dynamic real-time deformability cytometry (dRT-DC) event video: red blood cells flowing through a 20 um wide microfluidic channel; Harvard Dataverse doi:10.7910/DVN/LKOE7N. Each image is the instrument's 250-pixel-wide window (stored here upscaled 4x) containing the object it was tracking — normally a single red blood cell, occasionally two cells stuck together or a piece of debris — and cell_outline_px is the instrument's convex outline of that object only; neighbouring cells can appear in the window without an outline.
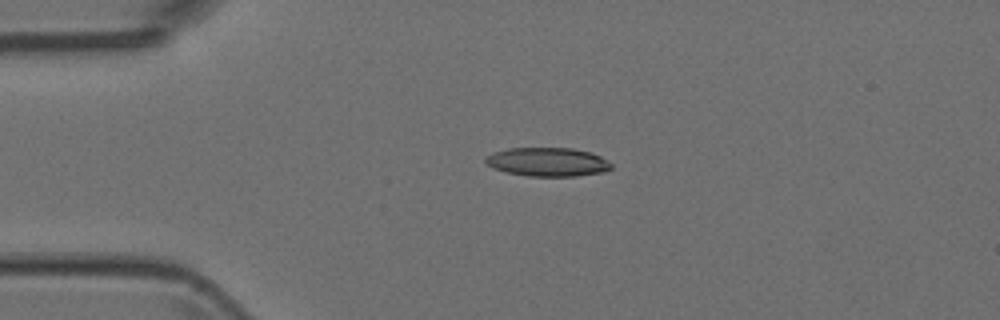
{"species": "Egyptian fruit bat (a non-hibernating species)", "species_latin": "Rousettus aegyptiacus", "temperature_condition": "room temperature", "stored_images_in_passage": 6, "camera_frame_rate_fps": 3000, "um_per_image_px": 0.085, "animal": {"sex": "female"}, "frame": {"image": 1, "passage_image": 4, "time_ms": 1.0, "image_size_px": [1000, 320], "cell_outline_px": [[612, 168], [604, 172], [576, 176], [528, 176], [508, 172], [492, 168], [484, 160], [488, 156], [496, 152], [508, 148], [572, 148], [592, 152], [600, 156], [612, 164]], "centroid_in_image_um": [46.59, 13.76], "position_along_channel_um": 38.4, "area_um2": 20.98}}
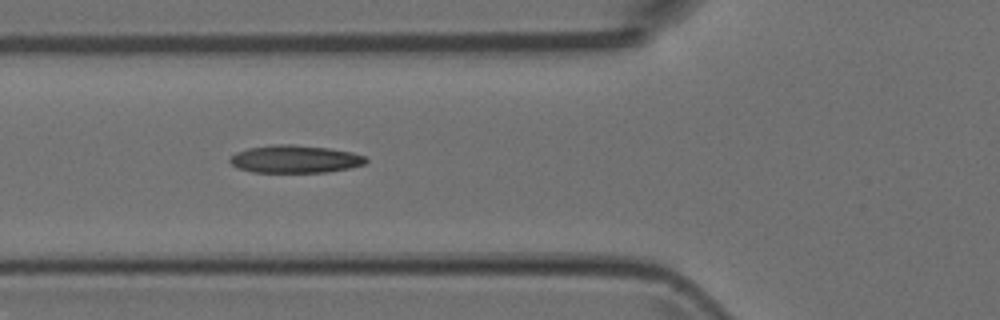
{"frame": {"image": 2, "passage_image": 6, "time_ms": 1.667, "image_size_px": [1000, 320], "cell_outline_px": [[368, 160], [364, 164], [348, 168], [324, 172], [252, 172], [240, 168], [232, 164], [228, 160], [236, 152], [248, 148], [272, 144], [292, 144], [328, 148], [352, 152], [364, 156]], "centroid_in_image_um": [25.06, 13.51], "position_along_channel_um": 100.7, "area_um2": 21.79}}